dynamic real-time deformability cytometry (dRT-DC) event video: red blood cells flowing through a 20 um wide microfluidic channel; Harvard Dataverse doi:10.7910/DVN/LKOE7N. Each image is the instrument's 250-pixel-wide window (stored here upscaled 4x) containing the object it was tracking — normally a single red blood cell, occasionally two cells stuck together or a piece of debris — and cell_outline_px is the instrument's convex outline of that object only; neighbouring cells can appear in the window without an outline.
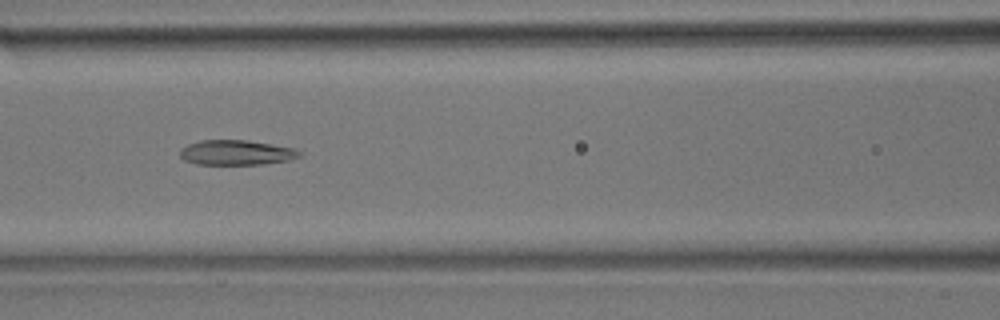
{"species": "common noctule bat (a hibernating species)", "species_latin": "Nyctalus noctula", "temperature_condition": "room temperature", "stored_images_in_passage": 42, "camera_frame_rate_fps": 3000, "um_per_image_px": 0.085, "animal": {"sex": "male", "body_mass_g": 17.9}, "frame": {"image": 1, "passage_image": 13, "time_ms": 4.0, "image_size_px": [1000, 320], "cell_outline_px": [[304, 152], [300, 156], [288, 160], [264, 164], [196, 164], [184, 160], [180, 156], [180, 148], [188, 144], [200, 140], [248, 140], [296, 148]], "centroid_in_image_um": [20.11, 12.96], "position_along_channel_um": 146.5, "area_um2": 17.51}}
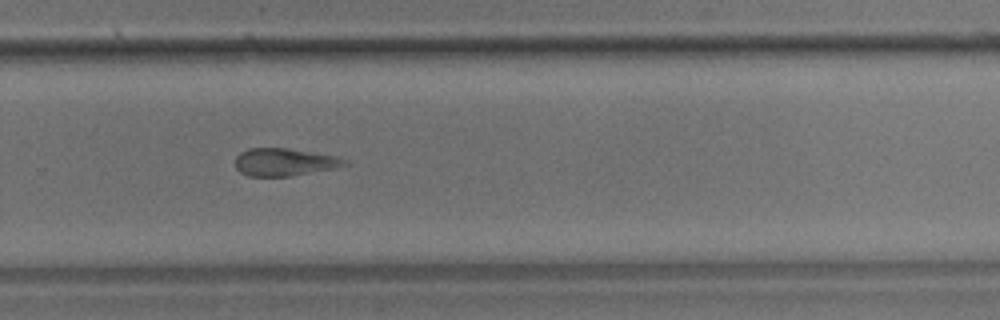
{"frame": {"image": 2, "passage_image": 25, "time_ms": 8.0, "image_size_px": [1000, 320], "cell_outline_px": [[348, 164], [336, 168], [292, 176], [248, 176], [240, 172], [236, 168], [236, 156], [240, 152], [248, 148], [288, 148], [336, 156], [348, 160]], "centroid_in_image_um": [24.18, 13.78], "position_along_channel_um": 305.6, "area_um2": 17.69}}
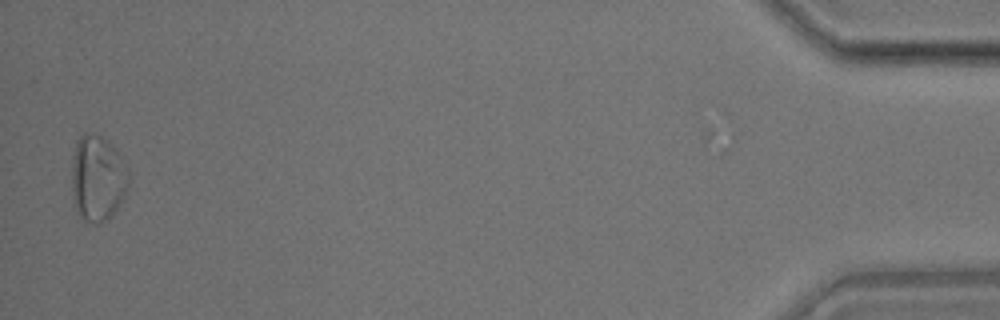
{"frame": {"image": 3, "passage_image": 41, "time_ms": 13.333, "image_size_px": [1000, 320], "cell_outline_px": [[128, 188], [124, 196], [112, 216], [100, 224], [92, 224], [84, 220], [76, 212], [72, 204], [72, 156], [76, 140], [84, 132], [92, 132], [100, 136], [112, 144], [116, 148], [128, 168]], "centroid_in_image_um": [8.27, 15.16], "position_along_channel_um": 426.9, "area_um2": 29.19}}